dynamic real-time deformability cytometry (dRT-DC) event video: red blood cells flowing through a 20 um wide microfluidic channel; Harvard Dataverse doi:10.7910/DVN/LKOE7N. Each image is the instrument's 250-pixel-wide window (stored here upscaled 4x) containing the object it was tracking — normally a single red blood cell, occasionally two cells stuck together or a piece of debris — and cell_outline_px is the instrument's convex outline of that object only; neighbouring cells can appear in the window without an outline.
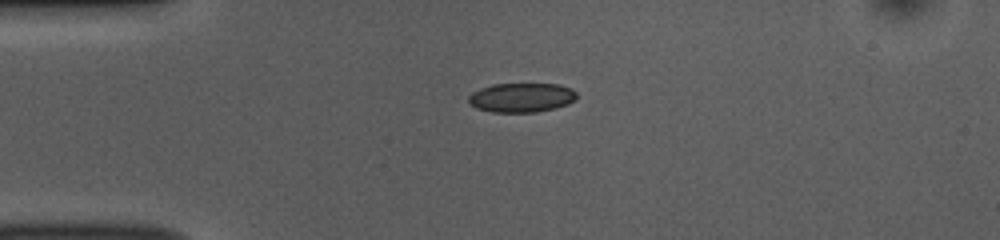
{"species": "common noctule bat (a hibernating species)", "species_latin": "Nyctalus noctula", "temperature_condition": "room temperature", "stored_images_in_passage": 41, "camera_frame_rate_fps": 3000, "um_per_image_px": 0.085, "animal": {"sex": "female", "body_mass_g": 10.0, "forearm_length_mm": 53.1}, "frame": {"image": 1, "passage_image": 1, "time_ms": 0.0, "image_size_px": [1000, 240], "cell_outline_px": [[576, 96], [568, 104], [556, 108], [536, 112], [492, 112], [476, 108], [468, 104], [468, 96], [472, 92], [480, 88], [492, 84], [560, 84], [572, 88], [576, 92]], "centroid_in_image_um": [44.3, 8.29], "position_along_channel_um": 40.7, "area_um2": 18.61}}
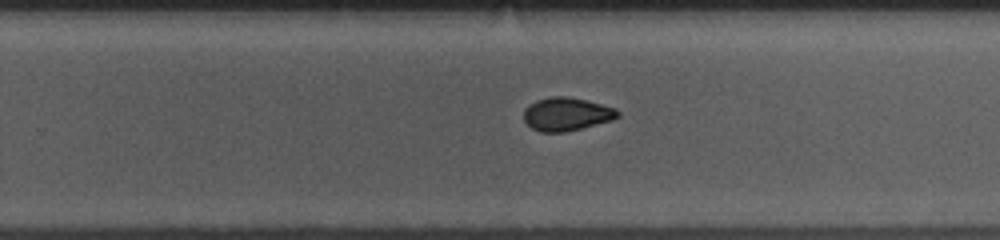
{"frame": {"image": 2, "passage_image": 22, "time_ms": 7.0, "image_size_px": [1000, 240], "cell_outline_px": [[620, 116], [612, 120], [564, 132], [540, 132], [532, 128], [524, 120], [524, 108], [528, 104], [536, 100], [552, 96], [568, 96], [616, 108], [620, 112]], "centroid_in_image_um": [48.14, 9.69], "position_along_channel_um": 281.7, "area_um2": 18.15}}
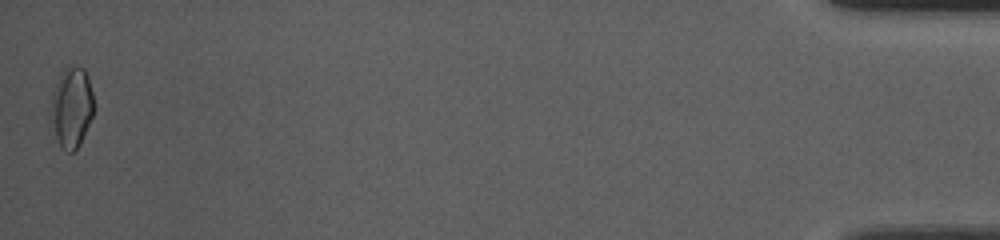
{"frame": {"image": 3, "passage_image": 41, "time_ms": 13.333, "image_size_px": [1000, 240], "cell_outline_px": [[92, 116], [80, 144], [72, 152], [64, 152], [60, 148], [48, 124], [48, 112], [52, 92], [60, 72], [64, 64], [84, 68], [88, 76], [92, 92]], "centroid_in_image_um": [5.99, 9.13], "position_along_channel_um": 429.2, "area_um2": 21.04}, "authors_computed_cell_mechanics": {"area_um2": 18.5538, "velocity_mm_per_s": 3.7864, "shape_relaxation_time_tau1_ms": 3.4807, "shape_relaxation_time_tau2_ms": 1.9982, "deformation_change_tau1": 0.0947, "deformation_change_tau2": 0.052}}